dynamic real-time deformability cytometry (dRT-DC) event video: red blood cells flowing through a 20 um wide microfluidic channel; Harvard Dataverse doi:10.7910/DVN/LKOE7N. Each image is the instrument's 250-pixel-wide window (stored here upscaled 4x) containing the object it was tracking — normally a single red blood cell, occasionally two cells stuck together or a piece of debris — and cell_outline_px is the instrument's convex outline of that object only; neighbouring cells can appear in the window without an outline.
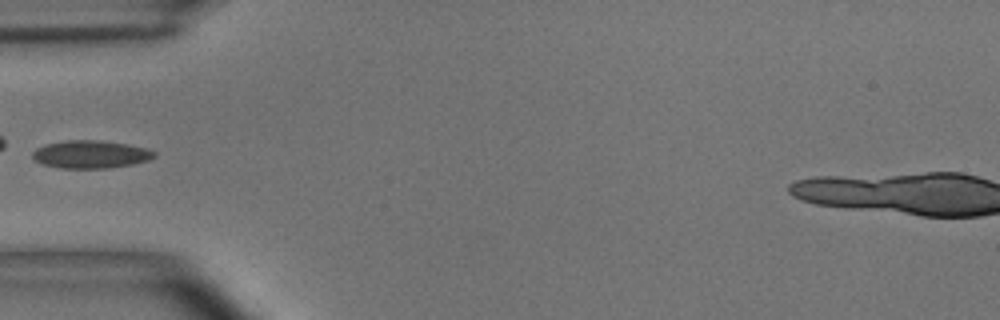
{"species": "common noctule bat (a hibernating species)", "species_latin": "Nyctalus noctula", "temperature_condition": "room temperature", "stored_images_in_passage": 35, "camera_frame_rate_fps": 3000, "um_per_image_px": 0.085, "animal": {"sex": "male", "body_mass_g": 15.6}, "frame": {"image": 1, "passage_image": 1, "time_ms": 0.0, "image_size_px": [1000, 320], "cell_outline_px": [[156, 156], [148, 160], [132, 164], [108, 168], [60, 168], [44, 164], [36, 160], [32, 156], [32, 152], [36, 148], [44, 144], [64, 140], [100, 140], [128, 144], [148, 148], [156, 152]], "centroid_in_image_um": [7.72, 13.1], "position_along_channel_um": 77.3, "area_um2": 19.83}}